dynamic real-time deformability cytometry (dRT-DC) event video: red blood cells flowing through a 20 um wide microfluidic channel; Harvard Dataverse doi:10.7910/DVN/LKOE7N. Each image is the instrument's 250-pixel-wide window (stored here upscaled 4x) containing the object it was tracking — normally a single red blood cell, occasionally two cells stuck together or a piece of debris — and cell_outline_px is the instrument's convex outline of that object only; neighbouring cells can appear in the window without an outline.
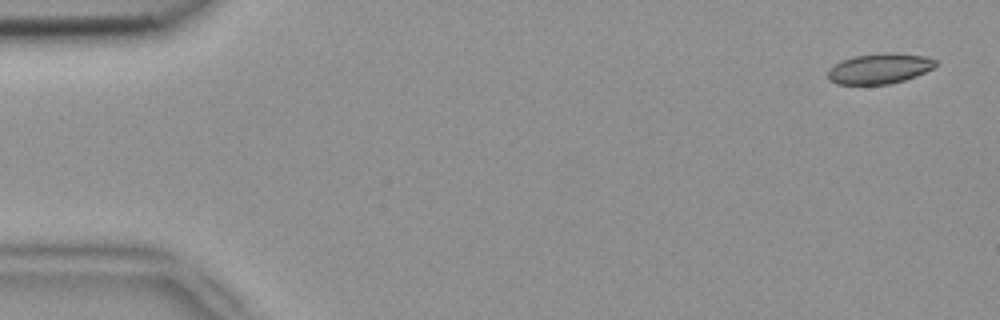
{"species": "common noctule bat (a hibernating species)", "species_latin": "Nyctalus noctula", "temperature_condition": "room temperature", "stored_images_in_passage": 5, "camera_frame_rate_fps": 3000, "um_per_image_px": 0.085, "animal": {"sex": "female", "body_mass_g": 18.4}, "frame": {"image": 1, "passage_image": 1, "time_ms": 0.0, "image_size_px": [1000, 320], "cell_outline_px": [[936, 64], [932, 68], [916, 76], [904, 80], [888, 84], [836, 84], [828, 80], [828, 68], [844, 60], [856, 56], [924, 56], [936, 60]], "centroid_in_image_um": [74.69, 5.9], "position_along_channel_um": 10.3, "area_um2": 17.8}}
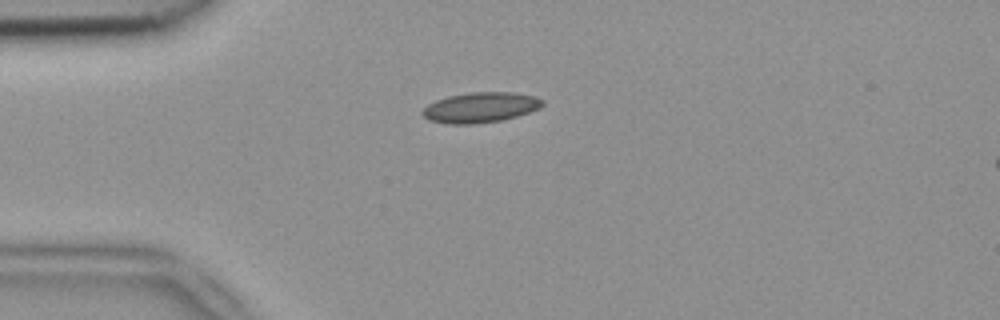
{"frame": {"image": 2, "passage_image": 3, "time_ms": 0.667, "image_size_px": [1000, 320], "cell_outline_px": [[544, 104], [540, 108], [516, 116], [500, 120], [472, 124], [448, 124], [428, 120], [420, 112], [428, 104], [436, 100], [448, 96], [472, 92], [512, 92], [536, 96], [544, 100]], "centroid_in_image_um": [40.83, 9.13], "position_along_channel_um": 44.2, "area_um2": 21.15}}
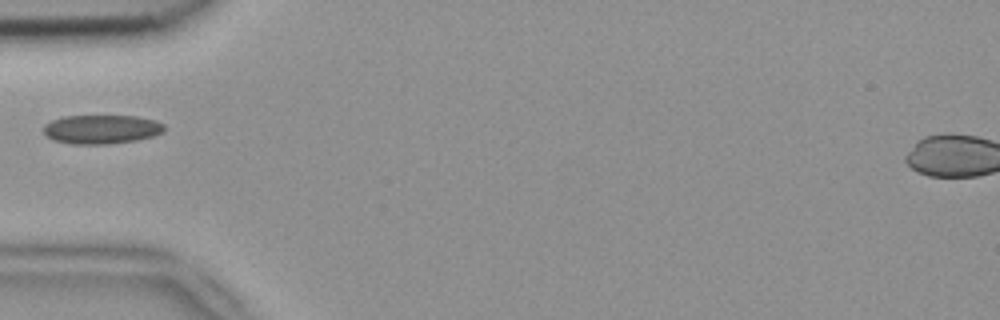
{"frame": {"image": 3, "passage_image": 4, "time_ms": 1.0, "image_size_px": [1000, 320], "cell_outline_px": [[164, 132], [152, 136], [136, 140], [108, 144], [72, 144], [52, 140], [44, 132], [44, 124], [52, 120], [64, 116], [136, 116], [156, 120], [164, 124]], "centroid_in_image_um": [8.63, 10.99], "position_along_channel_um": 76.4, "area_um2": 20.4}}